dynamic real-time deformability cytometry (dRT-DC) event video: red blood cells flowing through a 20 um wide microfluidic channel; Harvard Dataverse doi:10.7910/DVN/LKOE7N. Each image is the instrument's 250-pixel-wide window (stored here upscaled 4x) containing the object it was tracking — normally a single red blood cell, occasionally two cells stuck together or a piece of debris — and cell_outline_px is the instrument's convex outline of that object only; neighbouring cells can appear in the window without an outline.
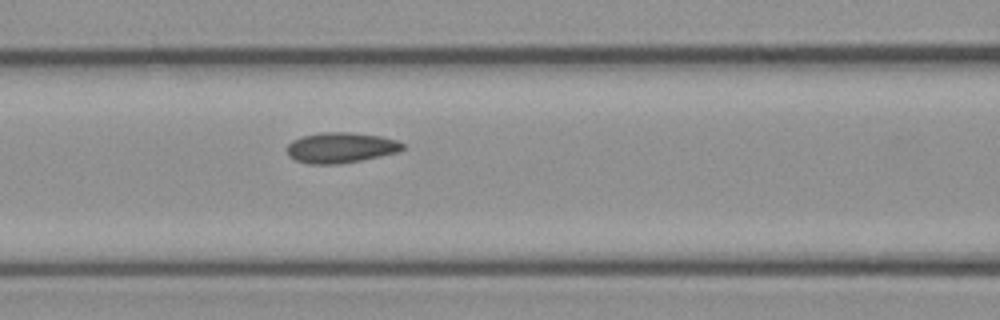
{"species": "common noctule bat (a hibernating species)", "species_latin": "Nyctalus noctula", "temperature_condition": "cold", "stored_images_in_passage": 5, "segment_of_instrument_passage": [1, 2], "camera_frame_rate_fps": 3000, "um_per_image_px": 0.085, "animal": {"sex": "female", "body_mass_g": 21.9}, "frame": {"image": 1, "passage_image": 4, "time_ms": 1.0, "image_size_px": [1000, 320], "cell_outline_px": [[404, 148], [400, 152], [340, 164], [308, 164], [296, 160], [288, 156], [284, 148], [292, 140], [304, 136], [324, 132], [348, 132], [380, 136], [396, 140], [404, 144]], "centroid_in_image_um": [28.94, 12.56], "position_along_channel_um": 137.7, "area_um2": 20.63}}